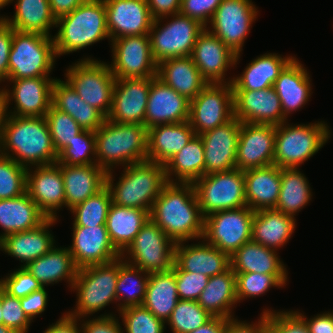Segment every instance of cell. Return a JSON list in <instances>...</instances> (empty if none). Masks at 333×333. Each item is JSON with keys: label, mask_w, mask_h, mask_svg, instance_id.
<instances>
[{"label": "cell", "mask_w": 333, "mask_h": 333, "mask_svg": "<svg viewBox=\"0 0 333 333\" xmlns=\"http://www.w3.org/2000/svg\"><path fill=\"white\" fill-rule=\"evenodd\" d=\"M149 216L175 243L202 240L204 217L192 183L167 182Z\"/></svg>", "instance_id": "obj_1"}, {"label": "cell", "mask_w": 333, "mask_h": 333, "mask_svg": "<svg viewBox=\"0 0 333 333\" xmlns=\"http://www.w3.org/2000/svg\"><path fill=\"white\" fill-rule=\"evenodd\" d=\"M0 154L12 158L26 168L55 164L58 153L54 149L45 117L7 115L0 142Z\"/></svg>", "instance_id": "obj_2"}, {"label": "cell", "mask_w": 333, "mask_h": 333, "mask_svg": "<svg viewBox=\"0 0 333 333\" xmlns=\"http://www.w3.org/2000/svg\"><path fill=\"white\" fill-rule=\"evenodd\" d=\"M53 37L56 57L79 51L109 38L104 0H87L56 19Z\"/></svg>", "instance_id": "obj_3"}, {"label": "cell", "mask_w": 333, "mask_h": 333, "mask_svg": "<svg viewBox=\"0 0 333 333\" xmlns=\"http://www.w3.org/2000/svg\"><path fill=\"white\" fill-rule=\"evenodd\" d=\"M112 174V171L106 174V187L110 190L112 203L129 208L150 211L167 183L165 166L150 160L125 166L116 186Z\"/></svg>", "instance_id": "obj_4"}, {"label": "cell", "mask_w": 333, "mask_h": 333, "mask_svg": "<svg viewBox=\"0 0 333 333\" xmlns=\"http://www.w3.org/2000/svg\"><path fill=\"white\" fill-rule=\"evenodd\" d=\"M148 129L143 124H122L106 119L95 131L96 162L106 172L115 165L147 160Z\"/></svg>", "instance_id": "obj_5"}, {"label": "cell", "mask_w": 333, "mask_h": 333, "mask_svg": "<svg viewBox=\"0 0 333 333\" xmlns=\"http://www.w3.org/2000/svg\"><path fill=\"white\" fill-rule=\"evenodd\" d=\"M276 126L273 164L280 168H299L315 155L330 138L327 123L287 124Z\"/></svg>", "instance_id": "obj_6"}, {"label": "cell", "mask_w": 333, "mask_h": 333, "mask_svg": "<svg viewBox=\"0 0 333 333\" xmlns=\"http://www.w3.org/2000/svg\"><path fill=\"white\" fill-rule=\"evenodd\" d=\"M119 275V258L113 262L78 269L72 290H76V309L68 313L85 318L117 302L116 285Z\"/></svg>", "instance_id": "obj_7"}, {"label": "cell", "mask_w": 333, "mask_h": 333, "mask_svg": "<svg viewBox=\"0 0 333 333\" xmlns=\"http://www.w3.org/2000/svg\"><path fill=\"white\" fill-rule=\"evenodd\" d=\"M55 58L52 36L13 29L8 79L50 77Z\"/></svg>", "instance_id": "obj_8"}, {"label": "cell", "mask_w": 333, "mask_h": 333, "mask_svg": "<svg viewBox=\"0 0 333 333\" xmlns=\"http://www.w3.org/2000/svg\"><path fill=\"white\" fill-rule=\"evenodd\" d=\"M76 63L67 68L65 80L80 98L107 118L112 105L116 79L109 64L91 57Z\"/></svg>", "instance_id": "obj_9"}, {"label": "cell", "mask_w": 333, "mask_h": 333, "mask_svg": "<svg viewBox=\"0 0 333 333\" xmlns=\"http://www.w3.org/2000/svg\"><path fill=\"white\" fill-rule=\"evenodd\" d=\"M192 184L203 217L247 206L244 171L240 169L204 175Z\"/></svg>", "instance_id": "obj_10"}, {"label": "cell", "mask_w": 333, "mask_h": 333, "mask_svg": "<svg viewBox=\"0 0 333 333\" xmlns=\"http://www.w3.org/2000/svg\"><path fill=\"white\" fill-rule=\"evenodd\" d=\"M175 245L176 243L149 219L121 257L148 274L168 272L172 270L175 262Z\"/></svg>", "instance_id": "obj_11"}, {"label": "cell", "mask_w": 333, "mask_h": 333, "mask_svg": "<svg viewBox=\"0 0 333 333\" xmlns=\"http://www.w3.org/2000/svg\"><path fill=\"white\" fill-rule=\"evenodd\" d=\"M161 27L162 18L155 19L149 31L152 55L157 63L190 56L199 33L205 28L198 21L180 13ZM160 26V27H158Z\"/></svg>", "instance_id": "obj_12"}, {"label": "cell", "mask_w": 333, "mask_h": 333, "mask_svg": "<svg viewBox=\"0 0 333 333\" xmlns=\"http://www.w3.org/2000/svg\"><path fill=\"white\" fill-rule=\"evenodd\" d=\"M254 213L248 206L211 213L204 217L202 239L231 257L251 240Z\"/></svg>", "instance_id": "obj_13"}, {"label": "cell", "mask_w": 333, "mask_h": 333, "mask_svg": "<svg viewBox=\"0 0 333 333\" xmlns=\"http://www.w3.org/2000/svg\"><path fill=\"white\" fill-rule=\"evenodd\" d=\"M234 118L232 83H208L190 101L189 123L195 135L222 126Z\"/></svg>", "instance_id": "obj_14"}, {"label": "cell", "mask_w": 333, "mask_h": 333, "mask_svg": "<svg viewBox=\"0 0 333 333\" xmlns=\"http://www.w3.org/2000/svg\"><path fill=\"white\" fill-rule=\"evenodd\" d=\"M257 12L252 0H222L209 22L210 31L236 55L240 54Z\"/></svg>", "instance_id": "obj_15"}, {"label": "cell", "mask_w": 333, "mask_h": 333, "mask_svg": "<svg viewBox=\"0 0 333 333\" xmlns=\"http://www.w3.org/2000/svg\"><path fill=\"white\" fill-rule=\"evenodd\" d=\"M112 42L109 64L115 78H147L157 76V65L150 46L149 35L124 36Z\"/></svg>", "instance_id": "obj_16"}, {"label": "cell", "mask_w": 333, "mask_h": 333, "mask_svg": "<svg viewBox=\"0 0 333 333\" xmlns=\"http://www.w3.org/2000/svg\"><path fill=\"white\" fill-rule=\"evenodd\" d=\"M13 83L12 90L3 88L6 108L14 100L15 108L7 115L18 117H45L52 106V89L55 78L36 77L24 79H7Z\"/></svg>", "instance_id": "obj_17"}, {"label": "cell", "mask_w": 333, "mask_h": 333, "mask_svg": "<svg viewBox=\"0 0 333 333\" xmlns=\"http://www.w3.org/2000/svg\"><path fill=\"white\" fill-rule=\"evenodd\" d=\"M190 57L208 83H232V78L226 82L225 73L237 65L240 54L236 55L205 27L199 33Z\"/></svg>", "instance_id": "obj_18"}, {"label": "cell", "mask_w": 333, "mask_h": 333, "mask_svg": "<svg viewBox=\"0 0 333 333\" xmlns=\"http://www.w3.org/2000/svg\"><path fill=\"white\" fill-rule=\"evenodd\" d=\"M155 77L115 79L108 120L122 124H143L151 81Z\"/></svg>", "instance_id": "obj_19"}, {"label": "cell", "mask_w": 333, "mask_h": 333, "mask_svg": "<svg viewBox=\"0 0 333 333\" xmlns=\"http://www.w3.org/2000/svg\"><path fill=\"white\" fill-rule=\"evenodd\" d=\"M276 126L241 122L236 169L246 171L273 164Z\"/></svg>", "instance_id": "obj_20"}, {"label": "cell", "mask_w": 333, "mask_h": 333, "mask_svg": "<svg viewBox=\"0 0 333 333\" xmlns=\"http://www.w3.org/2000/svg\"><path fill=\"white\" fill-rule=\"evenodd\" d=\"M234 117L240 122L280 125L287 121L273 87L262 90H233Z\"/></svg>", "instance_id": "obj_21"}, {"label": "cell", "mask_w": 333, "mask_h": 333, "mask_svg": "<svg viewBox=\"0 0 333 333\" xmlns=\"http://www.w3.org/2000/svg\"><path fill=\"white\" fill-rule=\"evenodd\" d=\"M240 127L241 122L234 117L226 124L200 134L204 146V175L236 168Z\"/></svg>", "instance_id": "obj_22"}, {"label": "cell", "mask_w": 333, "mask_h": 333, "mask_svg": "<svg viewBox=\"0 0 333 333\" xmlns=\"http://www.w3.org/2000/svg\"><path fill=\"white\" fill-rule=\"evenodd\" d=\"M32 172L26 171V192L32 201L48 218H58L57 210L65 207L64 180L60 167L51 165L36 166Z\"/></svg>", "instance_id": "obj_23"}, {"label": "cell", "mask_w": 333, "mask_h": 333, "mask_svg": "<svg viewBox=\"0 0 333 333\" xmlns=\"http://www.w3.org/2000/svg\"><path fill=\"white\" fill-rule=\"evenodd\" d=\"M110 39L149 35L154 21L146 0H104Z\"/></svg>", "instance_id": "obj_24"}, {"label": "cell", "mask_w": 333, "mask_h": 333, "mask_svg": "<svg viewBox=\"0 0 333 333\" xmlns=\"http://www.w3.org/2000/svg\"><path fill=\"white\" fill-rule=\"evenodd\" d=\"M68 246L78 269L113 262L121 254L112 245L106 226L73 227Z\"/></svg>", "instance_id": "obj_25"}, {"label": "cell", "mask_w": 333, "mask_h": 333, "mask_svg": "<svg viewBox=\"0 0 333 333\" xmlns=\"http://www.w3.org/2000/svg\"><path fill=\"white\" fill-rule=\"evenodd\" d=\"M190 100L155 77L151 81L145 112L147 129L189 120Z\"/></svg>", "instance_id": "obj_26"}, {"label": "cell", "mask_w": 333, "mask_h": 333, "mask_svg": "<svg viewBox=\"0 0 333 333\" xmlns=\"http://www.w3.org/2000/svg\"><path fill=\"white\" fill-rule=\"evenodd\" d=\"M201 242L191 245H186L185 241L176 243L174 263L181 270L213 277L231 267L230 256L227 253L204 240Z\"/></svg>", "instance_id": "obj_27"}, {"label": "cell", "mask_w": 333, "mask_h": 333, "mask_svg": "<svg viewBox=\"0 0 333 333\" xmlns=\"http://www.w3.org/2000/svg\"><path fill=\"white\" fill-rule=\"evenodd\" d=\"M56 221L57 218H47L34 229L10 234L2 238L0 240V250L19 259L23 263L21 267L26 266L29 262L44 256L55 246L54 236L50 233L49 227Z\"/></svg>", "instance_id": "obj_28"}, {"label": "cell", "mask_w": 333, "mask_h": 333, "mask_svg": "<svg viewBox=\"0 0 333 333\" xmlns=\"http://www.w3.org/2000/svg\"><path fill=\"white\" fill-rule=\"evenodd\" d=\"M277 254L275 250L250 240L230 257L231 268L235 274H271L284 286L288 271Z\"/></svg>", "instance_id": "obj_29"}, {"label": "cell", "mask_w": 333, "mask_h": 333, "mask_svg": "<svg viewBox=\"0 0 333 333\" xmlns=\"http://www.w3.org/2000/svg\"><path fill=\"white\" fill-rule=\"evenodd\" d=\"M245 200L253 211L275 209L281 189V168L272 164L244 171Z\"/></svg>", "instance_id": "obj_30"}, {"label": "cell", "mask_w": 333, "mask_h": 333, "mask_svg": "<svg viewBox=\"0 0 333 333\" xmlns=\"http://www.w3.org/2000/svg\"><path fill=\"white\" fill-rule=\"evenodd\" d=\"M57 165L64 180L65 207L69 210L106 186L107 172L98 165Z\"/></svg>", "instance_id": "obj_31"}, {"label": "cell", "mask_w": 333, "mask_h": 333, "mask_svg": "<svg viewBox=\"0 0 333 333\" xmlns=\"http://www.w3.org/2000/svg\"><path fill=\"white\" fill-rule=\"evenodd\" d=\"M310 82L309 72L296 57L276 79L273 88L281 101L286 119L291 112L302 108L311 98L312 84Z\"/></svg>", "instance_id": "obj_32"}, {"label": "cell", "mask_w": 333, "mask_h": 333, "mask_svg": "<svg viewBox=\"0 0 333 333\" xmlns=\"http://www.w3.org/2000/svg\"><path fill=\"white\" fill-rule=\"evenodd\" d=\"M189 121L153 126L148 129L147 160L165 165L194 137Z\"/></svg>", "instance_id": "obj_33"}, {"label": "cell", "mask_w": 333, "mask_h": 333, "mask_svg": "<svg viewBox=\"0 0 333 333\" xmlns=\"http://www.w3.org/2000/svg\"><path fill=\"white\" fill-rule=\"evenodd\" d=\"M156 77L190 101L208 84L190 56L159 62Z\"/></svg>", "instance_id": "obj_34"}, {"label": "cell", "mask_w": 333, "mask_h": 333, "mask_svg": "<svg viewBox=\"0 0 333 333\" xmlns=\"http://www.w3.org/2000/svg\"><path fill=\"white\" fill-rule=\"evenodd\" d=\"M295 217L276 209L256 211L252 220L251 240L277 251L284 246L296 228Z\"/></svg>", "instance_id": "obj_35"}, {"label": "cell", "mask_w": 333, "mask_h": 333, "mask_svg": "<svg viewBox=\"0 0 333 333\" xmlns=\"http://www.w3.org/2000/svg\"><path fill=\"white\" fill-rule=\"evenodd\" d=\"M24 268L42 287L67 279L69 287L72 289L78 272L68 247L57 248L56 246L44 256L29 262Z\"/></svg>", "instance_id": "obj_36"}, {"label": "cell", "mask_w": 333, "mask_h": 333, "mask_svg": "<svg viewBox=\"0 0 333 333\" xmlns=\"http://www.w3.org/2000/svg\"><path fill=\"white\" fill-rule=\"evenodd\" d=\"M48 217L32 201L28 193L0 200V240L10 234L28 231L41 225Z\"/></svg>", "instance_id": "obj_37"}, {"label": "cell", "mask_w": 333, "mask_h": 333, "mask_svg": "<svg viewBox=\"0 0 333 333\" xmlns=\"http://www.w3.org/2000/svg\"><path fill=\"white\" fill-rule=\"evenodd\" d=\"M52 106L70 115L82 129L97 131L106 117L87 104L67 81L55 79L52 89Z\"/></svg>", "instance_id": "obj_38"}, {"label": "cell", "mask_w": 333, "mask_h": 333, "mask_svg": "<svg viewBox=\"0 0 333 333\" xmlns=\"http://www.w3.org/2000/svg\"><path fill=\"white\" fill-rule=\"evenodd\" d=\"M293 56L278 55V53H266L257 57L242 72L233 77V90H262L273 87L276 79L284 68L294 59Z\"/></svg>", "instance_id": "obj_39"}, {"label": "cell", "mask_w": 333, "mask_h": 333, "mask_svg": "<svg viewBox=\"0 0 333 333\" xmlns=\"http://www.w3.org/2000/svg\"><path fill=\"white\" fill-rule=\"evenodd\" d=\"M150 211L111 204L106 219L109 239L122 254L133 242L143 225L150 219Z\"/></svg>", "instance_id": "obj_40"}, {"label": "cell", "mask_w": 333, "mask_h": 333, "mask_svg": "<svg viewBox=\"0 0 333 333\" xmlns=\"http://www.w3.org/2000/svg\"><path fill=\"white\" fill-rule=\"evenodd\" d=\"M197 302L213 317L233 318L232 309L237 302L236 274L230 267L224 273L209 277L207 286Z\"/></svg>", "instance_id": "obj_41"}, {"label": "cell", "mask_w": 333, "mask_h": 333, "mask_svg": "<svg viewBox=\"0 0 333 333\" xmlns=\"http://www.w3.org/2000/svg\"><path fill=\"white\" fill-rule=\"evenodd\" d=\"M14 0H9L7 5ZM15 13L5 22L19 32L40 33L51 36L50 29L56 26L49 0H16Z\"/></svg>", "instance_id": "obj_42"}, {"label": "cell", "mask_w": 333, "mask_h": 333, "mask_svg": "<svg viewBox=\"0 0 333 333\" xmlns=\"http://www.w3.org/2000/svg\"><path fill=\"white\" fill-rule=\"evenodd\" d=\"M179 300L176 276L173 270L149 275L142 305L155 317L166 323Z\"/></svg>", "instance_id": "obj_43"}, {"label": "cell", "mask_w": 333, "mask_h": 333, "mask_svg": "<svg viewBox=\"0 0 333 333\" xmlns=\"http://www.w3.org/2000/svg\"><path fill=\"white\" fill-rule=\"evenodd\" d=\"M204 146L200 135L194 137L164 166L167 182L193 183L204 176ZM176 179L172 178L173 176ZM178 180V181H177Z\"/></svg>", "instance_id": "obj_44"}, {"label": "cell", "mask_w": 333, "mask_h": 333, "mask_svg": "<svg viewBox=\"0 0 333 333\" xmlns=\"http://www.w3.org/2000/svg\"><path fill=\"white\" fill-rule=\"evenodd\" d=\"M299 168H281V189L275 209L294 217L312 197L311 188Z\"/></svg>", "instance_id": "obj_45"}, {"label": "cell", "mask_w": 333, "mask_h": 333, "mask_svg": "<svg viewBox=\"0 0 333 333\" xmlns=\"http://www.w3.org/2000/svg\"><path fill=\"white\" fill-rule=\"evenodd\" d=\"M143 274V275H142ZM147 272L135 267L119 258V275L116 285L117 301L119 310L129 306L142 305L146 295L149 280ZM124 302V303H123Z\"/></svg>", "instance_id": "obj_46"}, {"label": "cell", "mask_w": 333, "mask_h": 333, "mask_svg": "<svg viewBox=\"0 0 333 333\" xmlns=\"http://www.w3.org/2000/svg\"><path fill=\"white\" fill-rule=\"evenodd\" d=\"M111 204V193L105 186L97 194L70 209L74 215L73 227L106 226Z\"/></svg>", "instance_id": "obj_47"}, {"label": "cell", "mask_w": 333, "mask_h": 333, "mask_svg": "<svg viewBox=\"0 0 333 333\" xmlns=\"http://www.w3.org/2000/svg\"><path fill=\"white\" fill-rule=\"evenodd\" d=\"M212 317L197 301L179 300L166 323L173 333H189L207 323Z\"/></svg>", "instance_id": "obj_48"}, {"label": "cell", "mask_w": 333, "mask_h": 333, "mask_svg": "<svg viewBox=\"0 0 333 333\" xmlns=\"http://www.w3.org/2000/svg\"><path fill=\"white\" fill-rule=\"evenodd\" d=\"M95 131L83 129L67 147L58 153L56 164L68 166L97 165Z\"/></svg>", "instance_id": "obj_49"}, {"label": "cell", "mask_w": 333, "mask_h": 333, "mask_svg": "<svg viewBox=\"0 0 333 333\" xmlns=\"http://www.w3.org/2000/svg\"><path fill=\"white\" fill-rule=\"evenodd\" d=\"M54 149L59 153L75 139L83 130L79 124L68 114L63 113L53 106L45 115Z\"/></svg>", "instance_id": "obj_50"}, {"label": "cell", "mask_w": 333, "mask_h": 333, "mask_svg": "<svg viewBox=\"0 0 333 333\" xmlns=\"http://www.w3.org/2000/svg\"><path fill=\"white\" fill-rule=\"evenodd\" d=\"M27 168L0 154V200L26 193Z\"/></svg>", "instance_id": "obj_51"}, {"label": "cell", "mask_w": 333, "mask_h": 333, "mask_svg": "<svg viewBox=\"0 0 333 333\" xmlns=\"http://www.w3.org/2000/svg\"><path fill=\"white\" fill-rule=\"evenodd\" d=\"M126 333H164L165 322L155 317L143 305L129 306L119 311Z\"/></svg>", "instance_id": "obj_52"}, {"label": "cell", "mask_w": 333, "mask_h": 333, "mask_svg": "<svg viewBox=\"0 0 333 333\" xmlns=\"http://www.w3.org/2000/svg\"><path fill=\"white\" fill-rule=\"evenodd\" d=\"M284 287L273 275L259 273L236 274L237 302L265 294L270 288Z\"/></svg>", "instance_id": "obj_53"}, {"label": "cell", "mask_w": 333, "mask_h": 333, "mask_svg": "<svg viewBox=\"0 0 333 333\" xmlns=\"http://www.w3.org/2000/svg\"><path fill=\"white\" fill-rule=\"evenodd\" d=\"M264 310L268 333H310L307 323L296 311Z\"/></svg>", "instance_id": "obj_54"}, {"label": "cell", "mask_w": 333, "mask_h": 333, "mask_svg": "<svg viewBox=\"0 0 333 333\" xmlns=\"http://www.w3.org/2000/svg\"><path fill=\"white\" fill-rule=\"evenodd\" d=\"M0 287L10 296L24 298L34 291L40 290L42 285L24 268L20 267L0 279Z\"/></svg>", "instance_id": "obj_55"}, {"label": "cell", "mask_w": 333, "mask_h": 333, "mask_svg": "<svg viewBox=\"0 0 333 333\" xmlns=\"http://www.w3.org/2000/svg\"><path fill=\"white\" fill-rule=\"evenodd\" d=\"M172 270L176 276L179 299L197 301L200 294L207 286L209 277L204 274L183 271L175 263Z\"/></svg>", "instance_id": "obj_56"}, {"label": "cell", "mask_w": 333, "mask_h": 333, "mask_svg": "<svg viewBox=\"0 0 333 333\" xmlns=\"http://www.w3.org/2000/svg\"><path fill=\"white\" fill-rule=\"evenodd\" d=\"M1 305L3 325L12 328L17 333H27L32 322L24 313L20 298L10 296L1 288Z\"/></svg>", "instance_id": "obj_57"}, {"label": "cell", "mask_w": 333, "mask_h": 333, "mask_svg": "<svg viewBox=\"0 0 333 333\" xmlns=\"http://www.w3.org/2000/svg\"><path fill=\"white\" fill-rule=\"evenodd\" d=\"M222 0H181L179 13L207 27Z\"/></svg>", "instance_id": "obj_58"}, {"label": "cell", "mask_w": 333, "mask_h": 333, "mask_svg": "<svg viewBox=\"0 0 333 333\" xmlns=\"http://www.w3.org/2000/svg\"><path fill=\"white\" fill-rule=\"evenodd\" d=\"M94 318L80 325L81 333H124L115 315L106 313Z\"/></svg>", "instance_id": "obj_59"}, {"label": "cell", "mask_w": 333, "mask_h": 333, "mask_svg": "<svg viewBox=\"0 0 333 333\" xmlns=\"http://www.w3.org/2000/svg\"><path fill=\"white\" fill-rule=\"evenodd\" d=\"M13 40V28L6 22L0 23V83L8 79L9 53Z\"/></svg>", "instance_id": "obj_60"}, {"label": "cell", "mask_w": 333, "mask_h": 333, "mask_svg": "<svg viewBox=\"0 0 333 333\" xmlns=\"http://www.w3.org/2000/svg\"><path fill=\"white\" fill-rule=\"evenodd\" d=\"M47 302L48 294L45 287L32 292L24 298H20L21 307L31 321L45 311Z\"/></svg>", "instance_id": "obj_61"}, {"label": "cell", "mask_w": 333, "mask_h": 333, "mask_svg": "<svg viewBox=\"0 0 333 333\" xmlns=\"http://www.w3.org/2000/svg\"><path fill=\"white\" fill-rule=\"evenodd\" d=\"M258 323L249 324L235 318L227 320L225 333H268V322L265 313H261Z\"/></svg>", "instance_id": "obj_62"}, {"label": "cell", "mask_w": 333, "mask_h": 333, "mask_svg": "<svg viewBox=\"0 0 333 333\" xmlns=\"http://www.w3.org/2000/svg\"><path fill=\"white\" fill-rule=\"evenodd\" d=\"M153 19H168L173 14H178L181 0H146ZM168 17V18H167Z\"/></svg>", "instance_id": "obj_63"}, {"label": "cell", "mask_w": 333, "mask_h": 333, "mask_svg": "<svg viewBox=\"0 0 333 333\" xmlns=\"http://www.w3.org/2000/svg\"><path fill=\"white\" fill-rule=\"evenodd\" d=\"M296 312L305 320L310 333H333V311L314 315L310 319L299 311Z\"/></svg>", "instance_id": "obj_64"}, {"label": "cell", "mask_w": 333, "mask_h": 333, "mask_svg": "<svg viewBox=\"0 0 333 333\" xmlns=\"http://www.w3.org/2000/svg\"><path fill=\"white\" fill-rule=\"evenodd\" d=\"M80 318L70 315L68 312L50 325L43 333H81L80 324H77ZM79 327V328H78Z\"/></svg>", "instance_id": "obj_65"}, {"label": "cell", "mask_w": 333, "mask_h": 333, "mask_svg": "<svg viewBox=\"0 0 333 333\" xmlns=\"http://www.w3.org/2000/svg\"><path fill=\"white\" fill-rule=\"evenodd\" d=\"M87 0H49L50 9L53 16L57 19L63 15L71 13L76 7Z\"/></svg>", "instance_id": "obj_66"}, {"label": "cell", "mask_w": 333, "mask_h": 333, "mask_svg": "<svg viewBox=\"0 0 333 333\" xmlns=\"http://www.w3.org/2000/svg\"><path fill=\"white\" fill-rule=\"evenodd\" d=\"M227 318L212 317L207 323L189 333H225Z\"/></svg>", "instance_id": "obj_67"}, {"label": "cell", "mask_w": 333, "mask_h": 333, "mask_svg": "<svg viewBox=\"0 0 333 333\" xmlns=\"http://www.w3.org/2000/svg\"><path fill=\"white\" fill-rule=\"evenodd\" d=\"M7 111H8V109L6 108L4 96L0 92V142H1V138H2L5 118L7 116Z\"/></svg>", "instance_id": "obj_68"}, {"label": "cell", "mask_w": 333, "mask_h": 333, "mask_svg": "<svg viewBox=\"0 0 333 333\" xmlns=\"http://www.w3.org/2000/svg\"><path fill=\"white\" fill-rule=\"evenodd\" d=\"M0 333H17V332L15 330H13L12 328L1 324L0 325Z\"/></svg>", "instance_id": "obj_69"}, {"label": "cell", "mask_w": 333, "mask_h": 333, "mask_svg": "<svg viewBox=\"0 0 333 333\" xmlns=\"http://www.w3.org/2000/svg\"><path fill=\"white\" fill-rule=\"evenodd\" d=\"M7 5L6 0H0V9ZM6 17H0V23L5 22Z\"/></svg>", "instance_id": "obj_70"}, {"label": "cell", "mask_w": 333, "mask_h": 333, "mask_svg": "<svg viewBox=\"0 0 333 333\" xmlns=\"http://www.w3.org/2000/svg\"><path fill=\"white\" fill-rule=\"evenodd\" d=\"M2 305H1V287H0V325L3 324V315H2Z\"/></svg>", "instance_id": "obj_71"}]
</instances>
